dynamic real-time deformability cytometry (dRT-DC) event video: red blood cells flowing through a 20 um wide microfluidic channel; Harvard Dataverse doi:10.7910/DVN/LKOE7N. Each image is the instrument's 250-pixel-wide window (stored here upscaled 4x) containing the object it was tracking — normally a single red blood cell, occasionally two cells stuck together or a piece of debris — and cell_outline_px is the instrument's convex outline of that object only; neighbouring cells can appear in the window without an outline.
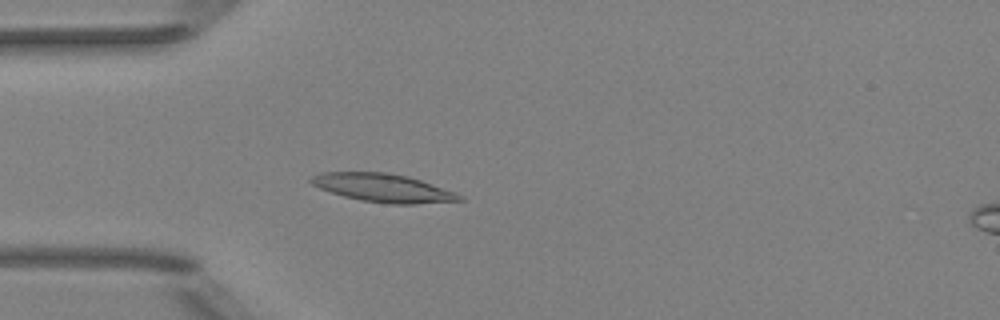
{"species": "Egyptian fruit bat (a non-hibernating species)", "species_latin": "Rousettus aegyptiacus", "temperature_condition": "room temperature", "stored_images_in_passage": 6, "camera_frame_rate_fps": 3000, "um_per_image_px": 0.085, "animal": {"sex": "female"}, "frame": {"image": 1, "passage_image": 5, "time_ms": 4.333, "image_size_px": [1000, 320], "cell_outline_px": [[464, 200], [416, 204], [388, 204], [360, 200], [344, 196], [320, 188], [312, 184], [308, 180], [312, 176], [320, 172], [388, 172], [408, 176], [456, 192], [464, 196]], "centroid_in_image_um": [32.58, 15.97], "position_along_channel_um": 52.4, "area_um2": 24.51}}